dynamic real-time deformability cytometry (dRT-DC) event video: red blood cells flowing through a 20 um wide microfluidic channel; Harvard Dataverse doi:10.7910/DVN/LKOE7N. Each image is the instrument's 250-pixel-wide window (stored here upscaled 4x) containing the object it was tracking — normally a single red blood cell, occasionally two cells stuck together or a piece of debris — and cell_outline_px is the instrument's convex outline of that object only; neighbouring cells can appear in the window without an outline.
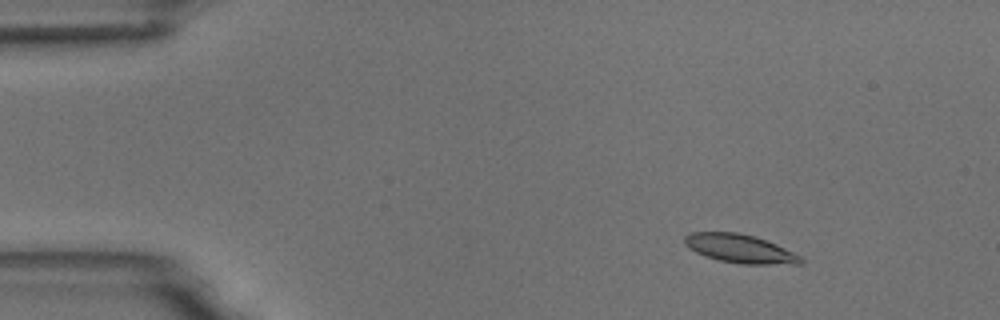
{"species": "common noctule bat (a hibernating species)", "species_latin": "Nyctalus noctula", "temperature_condition": "room temperature", "stored_images_in_passage": 5, "camera_frame_rate_fps": 3000, "um_per_image_px": 0.085, "animal": {"sex": "male", "body_mass_g": 18.8}, "frame": {"image": 1, "passage_image": 1, "time_ms": 0.0, "image_size_px": [1000, 320], "cell_outline_px": [[804, 264], [740, 264], [720, 260], [704, 256], [688, 248], [684, 244], [684, 236], [692, 232], [736, 232], [756, 236], [776, 244], [800, 256], [804, 260]], "centroid_in_image_um": [62.88, 21.13], "position_along_channel_um": 22.1, "area_um2": 19.42}}